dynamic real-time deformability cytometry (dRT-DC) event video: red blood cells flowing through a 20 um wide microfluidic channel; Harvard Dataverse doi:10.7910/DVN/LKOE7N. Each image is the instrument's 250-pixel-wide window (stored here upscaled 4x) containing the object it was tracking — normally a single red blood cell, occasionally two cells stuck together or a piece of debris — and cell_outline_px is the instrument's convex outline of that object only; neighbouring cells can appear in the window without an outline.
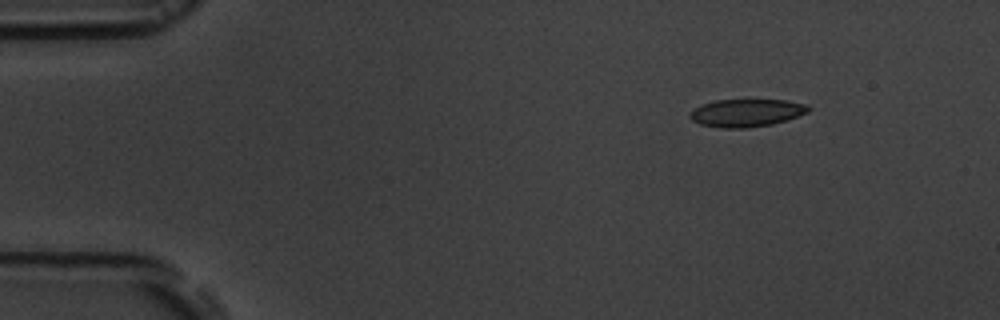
{"species": "common noctule bat (a hibernating species)", "species_latin": "Nyctalus noctula", "temperature_condition": "room temperature", "stored_images_in_passage": 3, "camera_frame_rate_fps": 3000, "um_per_image_px": 0.085, "animal": {"sex": "male", "body_mass_g": 19.5, "forearm_length_mm": 54.6}, "frame": {"image": 1, "passage_image": 1, "time_ms": 0.0, "image_size_px": [1000, 320], "cell_outline_px": [[812, 108], [808, 112], [772, 124], [744, 128], [724, 128], [700, 124], [692, 120], [688, 116], [688, 112], [704, 104], [716, 100], [788, 100], [808, 104]], "centroid_in_image_um": [63.46, 9.58], "position_along_channel_um": 21.5, "area_um2": 19.02}}